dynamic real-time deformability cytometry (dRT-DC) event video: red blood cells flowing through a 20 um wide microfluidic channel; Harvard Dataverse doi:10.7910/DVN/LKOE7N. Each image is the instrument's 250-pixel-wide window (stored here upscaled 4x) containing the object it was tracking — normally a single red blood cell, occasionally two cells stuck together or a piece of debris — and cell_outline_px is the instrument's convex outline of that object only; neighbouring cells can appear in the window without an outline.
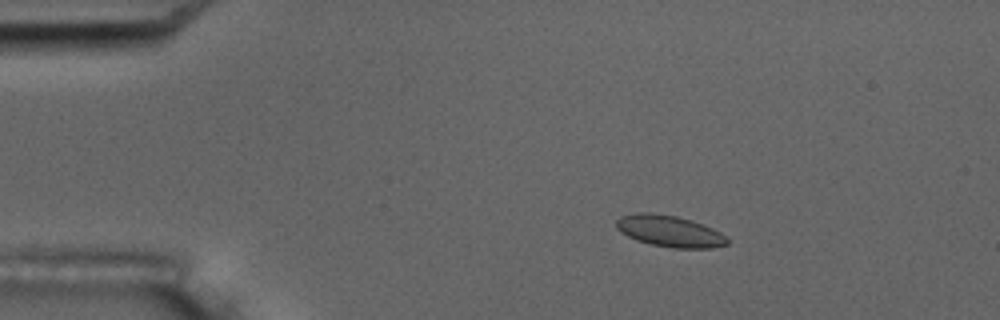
{"species": "common noctule bat (a hibernating species)", "species_latin": "Nyctalus noctula", "temperature_condition": "room temperature", "stored_images_in_passage": 4, "camera_frame_rate_fps": 3000, "um_per_image_px": 0.085, "animal": {"sex": "male", "body_mass_g": 17.5, "forearm_length_mm": 52.3}, "frame": {"image": 1, "passage_image": 2, "time_ms": 2.0, "image_size_px": [1000, 320], "cell_outline_px": [[728, 244], [712, 248], [672, 248], [652, 244], [636, 240], [620, 232], [616, 228], [616, 220], [620, 216], [636, 212], [652, 212], [676, 216], [692, 220], [712, 228], [720, 232], [728, 240]], "centroid_in_image_um": [56.88, 19.64], "position_along_channel_um": 28.1, "area_um2": 20.4}}